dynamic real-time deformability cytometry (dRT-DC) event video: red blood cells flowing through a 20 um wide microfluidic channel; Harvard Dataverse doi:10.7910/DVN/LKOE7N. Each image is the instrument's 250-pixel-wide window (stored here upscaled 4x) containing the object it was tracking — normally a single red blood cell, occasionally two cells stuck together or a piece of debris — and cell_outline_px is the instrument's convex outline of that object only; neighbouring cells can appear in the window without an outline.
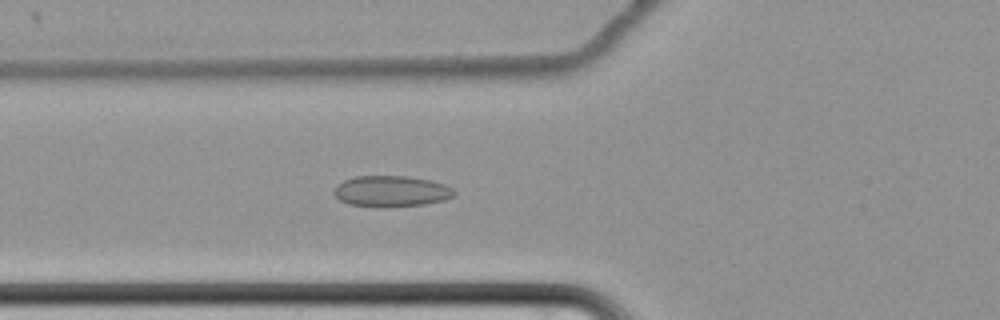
{"species": "common noctule bat (a hibernating species)", "species_latin": "Nyctalus noctula", "temperature_condition": "cold", "stored_images_in_passage": 53, "camera_frame_rate_fps": 3000, "um_per_image_px": 0.085, "animal": {"sex": "female", "body_mass_g": 22.7, "forearm_length_mm": 54.2}, "frame": {"image": 1, "passage_image": 18, "time_ms": 5.667, "image_size_px": [1000, 320], "cell_outline_px": [[456, 196], [444, 200], [424, 204], [384, 208], [348, 204], [340, 200], [332, 192], [336, 184], [344, 180], [356, 176], [408, 176], [428, 180], [444, 184], [452, 188], [456, 192]], "centroid_in_image_um": [33.24, 16.26], "position_along_channel_um": 92.6, "area_um2": 21.96}}
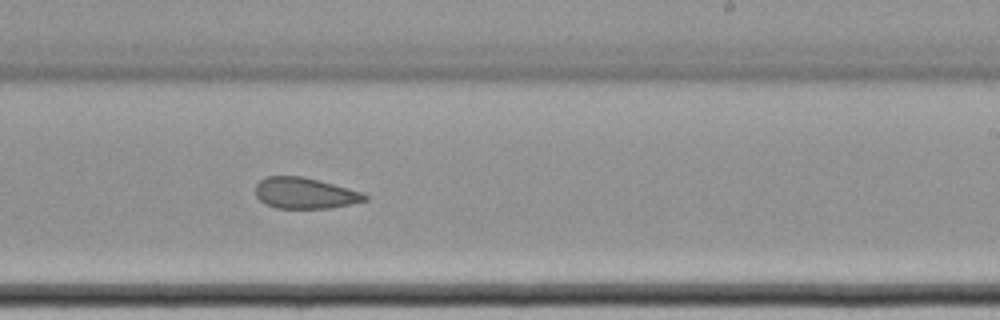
{"frame": {"image": 2, "passage_image": 33, "time_ms": 10.667, "image_size_px": [1000, 320], "cell_outline_px": [[368, 200], [332, 208], [276, 208], [264, 204], [256, 196], [256, 184], [260, 180], [268, 176], [300, 176], [332, 184], [360, 192], [368, 196]], "centroid_in_image_um": [25.88, 16.43], "position_along_channel_um": 263.1, "area_um2": 19.54}}
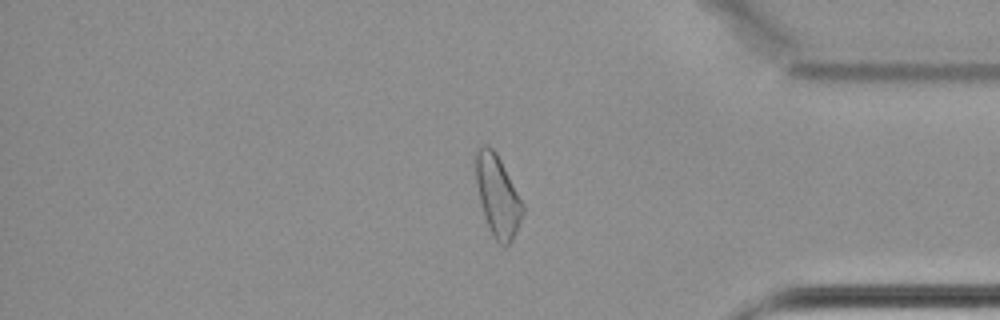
{"frame": {"image": 3, "passage_image": 46, "time_ms": 15.0, "image_size_px": [1000, 320], "cell_outline_px": [[524, 212], [516, 232], [512, 240], [504, 248], [496, 240], [484, 216], [480, 200], [476, 180], [476, 148], [484, 144], [488, 144], [496, 152], [524, 204]], "centroid_in_image_um": [42.31, 16.63], "position_along_channel_um": 392.9, "area_um2": 21.96}}